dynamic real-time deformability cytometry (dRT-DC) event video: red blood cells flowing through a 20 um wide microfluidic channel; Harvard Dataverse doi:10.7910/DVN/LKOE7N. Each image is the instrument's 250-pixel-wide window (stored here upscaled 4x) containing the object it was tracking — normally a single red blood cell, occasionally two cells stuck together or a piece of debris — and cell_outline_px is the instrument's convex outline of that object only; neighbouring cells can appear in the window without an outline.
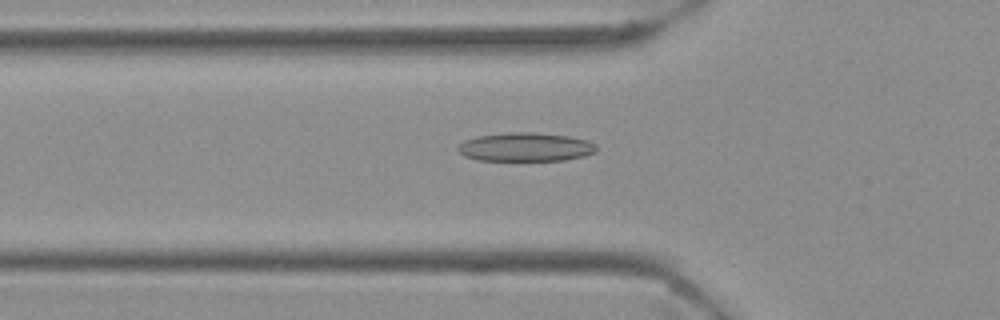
{"species": "Egyptian fruit bat (a non-hibernating species)", "species_latin": "Rousettus aegyptiacus", "temperature_condition": "cold", "stored_images_in_passage": 7, "camera_frame_rate_fps": 3000, "um_per_image_px": 0.085, "frame": {"image": 1, "passage_image": 6, "time_ms": 1.667, "image_size_px": [1000, 320], "cell_outline_px": [[596, 152], [584, 156], [564, 160], [476, 160], [464, 156], [456, 148], [464, 140], [476, 136], [508, 132], [532, 132], [568, 136], [588, 140], [596, 144]], "centroid_in_image_um": [44.66, 12.49], "position_along_channel_um": 81.1, "area_um2": 23.24}}